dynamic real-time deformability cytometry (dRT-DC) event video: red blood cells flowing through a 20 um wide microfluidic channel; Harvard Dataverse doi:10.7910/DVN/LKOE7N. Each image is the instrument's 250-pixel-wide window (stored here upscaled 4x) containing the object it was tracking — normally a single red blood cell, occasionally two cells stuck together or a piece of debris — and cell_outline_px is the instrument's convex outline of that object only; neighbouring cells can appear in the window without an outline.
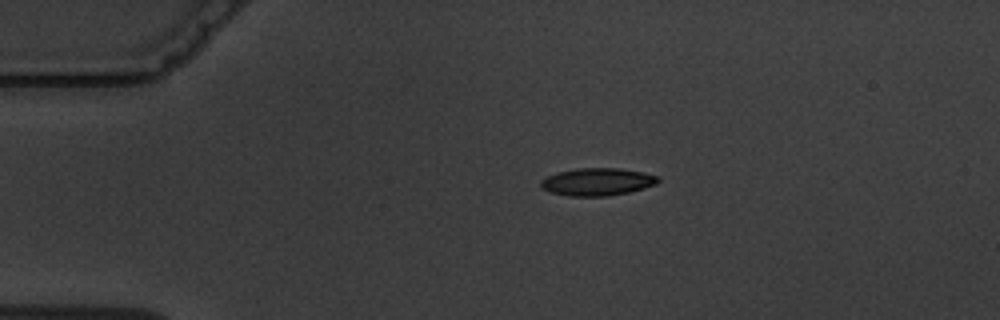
{"species": "common noctule bat (a hibernating species)", "species_latin": "Nyctalus noctula", "temperature_condition": "warm", "stored_images_in_passage": 9, "camera_frame_rate_fps": 3000, "um_per_image_px": 0.085, "animal": {"sex": "male", "body_mass_g": 19.5, "forearm_length_mm": 54.6}, "frame": {"image": 1, "passage_image": 4, "time_ms": 3.333, "image_size_px": [1000, 320], "cell_outline_px": [[660, 180], [656, 184], [644, 188], [628, 192], [608, 196], [568, 196], [552, 192], [544, 188], [540, 184], [540, 180], [556, 172], [580, 168], [620, 168], [640, 172], [656, 176]], "centroid_in_image_um": [50.76, 15.45], "position_along_channel_um": 34.2, "area_um2": 18.61}}
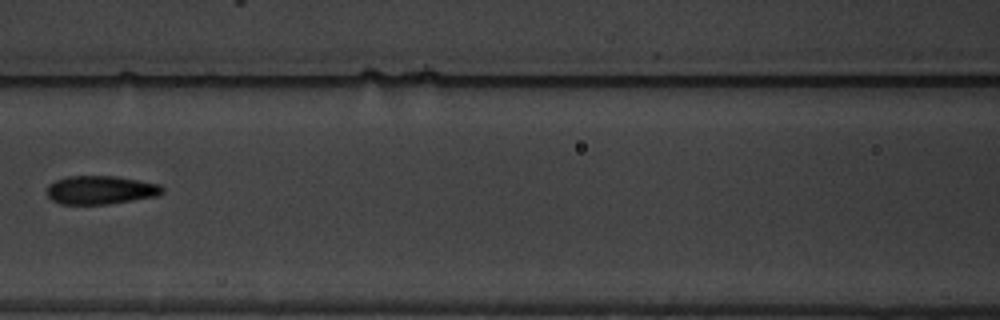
{"frame": {"image": 2, "passage_image": 7, "time_ms": 8.0, "image_size_px": [1000, 320], "cell_outline_px": [[164, 192], [156, 196], [108, 204], [60, 204], [52, 200], [48, 196], [48, 184], [56, 180], [68, 176], [116, 176], [160, 184], [164, 188]], "centroid_in_image_um": [8.56, 16.14], "position_along_channel_um": 158.0, "area_um2": 19.13}}